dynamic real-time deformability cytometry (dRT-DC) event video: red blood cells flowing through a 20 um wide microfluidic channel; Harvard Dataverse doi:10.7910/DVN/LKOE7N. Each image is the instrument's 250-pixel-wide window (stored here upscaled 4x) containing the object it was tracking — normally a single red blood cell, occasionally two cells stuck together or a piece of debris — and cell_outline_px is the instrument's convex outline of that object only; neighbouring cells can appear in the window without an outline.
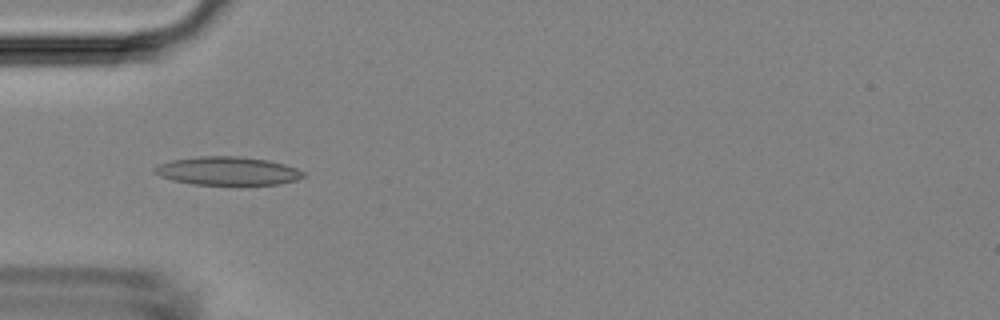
{"species": "Egyptian fruit bat (a non-hibernating species)", "species_latin": "Rousettus aegyptiacus", "temperature_condition": "room temperature", "stored_images_in_passage": 3, "camera_frame_rate_fps": 3000, "um_per_image_px": 0.085, "animal": {"sex": "female"}, "frame": {"image": 1, "passage_image": 3, "time_ms": 2.333, "image_size_px": [1000, 320], "cell_outline_px": [[308, 176], [296, 180], [280, 184], [240, 188], [192, 184], [172, 180], [160, 176], [152, 172], [152, 168], [156, 164], [172, 160], [200, 156], [236, 156], [268, 160], [284, 164], [296, 168], [304, 172]], "centroid_in_image_um": [19.36, 14.58], "position_along_channel_um": 65.6, "area_um2": 25.95}}